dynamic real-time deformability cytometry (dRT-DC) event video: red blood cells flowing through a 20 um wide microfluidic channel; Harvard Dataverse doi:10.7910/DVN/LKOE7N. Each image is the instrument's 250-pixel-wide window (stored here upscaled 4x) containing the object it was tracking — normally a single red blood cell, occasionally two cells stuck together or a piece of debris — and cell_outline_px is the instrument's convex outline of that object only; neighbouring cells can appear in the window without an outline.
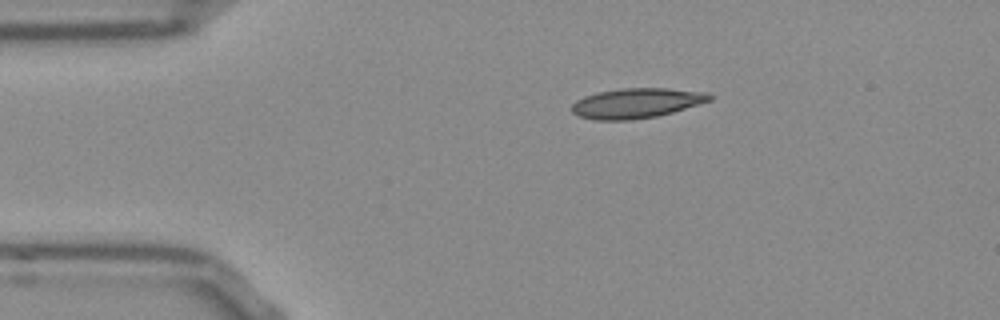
{"species": "Egyptian fruit bat (a non-hibernating species)", "species_latin": "Rousettus aegyptiacus", "temperature_condition": "room temperature", "stored_images_in_passage": 45, "segment_of_instrument_passage": [1, 2], "camera_frame_rate_fps": 3000, "um_per_image_px": 0.085, "frame": {"image": 1, "passage_image": 1, "time_ms": 0.0, "image_size_px": [1000, 320], "cell_outline_px": [[712, 100], [672, 112], [656, 116], [632, 120], [596, 120], [580, 116], [572, 112], [572, 104], [576, 100], [584, 96], [596, 92], [624, 88], [664, 88], [708, 92], [712, 96]], "centroid_in_image_um": [54.09, 8.76], "position_along_channel_um": 30.9, "area_um2": 23.99}}
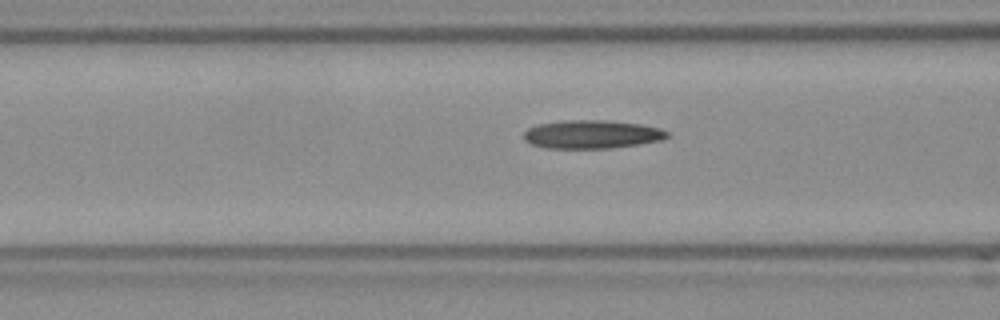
{"frame": {"image": 2, "passage_image": 11, "time_ms": 3.333, "image_size_px": [1000, 320], "cell_outline_px": [[668, 136], [660, 140], [640, 144], [608, 148], [548, 148], [532, 144], [524, 140], [524, 132], [528, 128], [536, 124], [560, 120], [604, 120], [640, 124], [660, 128], [668, 132]], "centroid_in_image_um": [50.27, 11.41], "position_along_channel_um": 116.3, "area_um2": 23.7}}
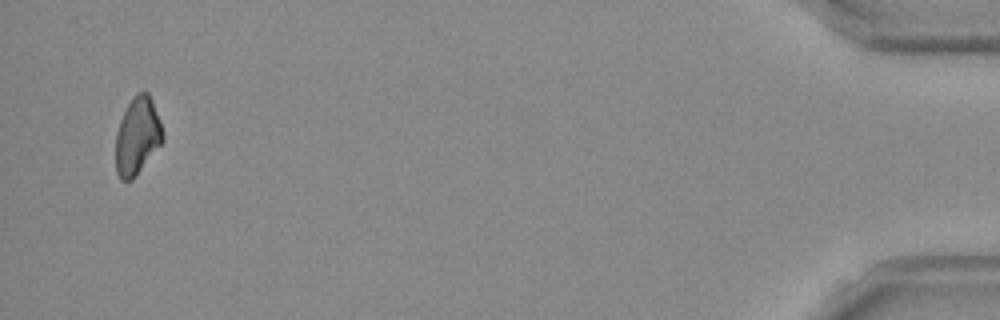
{"frame": {"image": 3, "passage_image": 42, "time_ms": 13.667, "image_size_px": [1000, 320], "cell_outline_px": [[164, 140], [132, 180], [120, 180], [116, 172], [116, 132], [120, 120], [132, 96], [136, 92], [148, 92], [152, 100], [160, 120], [164, 132]], "centroid_in_image_um": [11.68, 11.55], "position_along_channel_um": 423.5, "area_um2": 21.21}}